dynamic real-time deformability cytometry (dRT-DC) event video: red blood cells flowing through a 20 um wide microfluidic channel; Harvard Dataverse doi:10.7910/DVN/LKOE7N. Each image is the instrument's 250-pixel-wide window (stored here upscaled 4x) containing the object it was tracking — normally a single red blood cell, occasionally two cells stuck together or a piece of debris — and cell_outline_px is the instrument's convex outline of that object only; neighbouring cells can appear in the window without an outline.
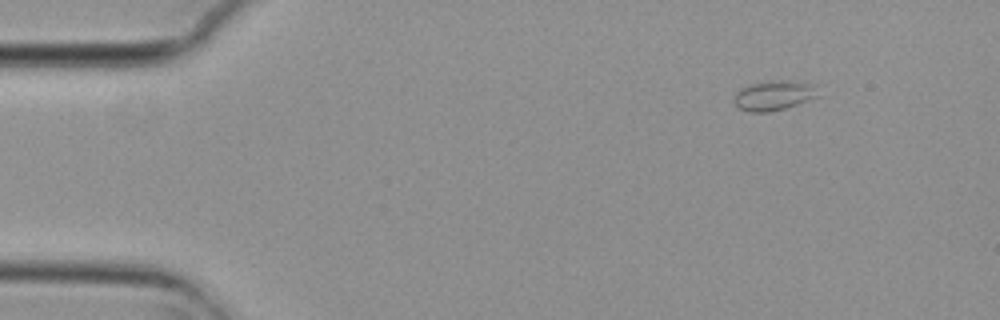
{"species": "common noctule bat (a hibernating species)", "species_latin": "Nyctalus noctula", "temperature_condition": "cold", "stored_images_in_passage": 2, "camera_frame_rate_fps": 3000, "um_per_image_px": 0.085, "animal": {"sex": "female", "body_mass_g": 29.2, "forearm_length_mm": 56.3}, "frame": {"image": 1, "passage_image": 2, "time_ms": 0.333, "image_size_px": [1000, 320], "cell_outline_px": [[820, 96], [784, 108], [768, 112], [752, 112], [740, 108], [732, 100], [736, 92], [740, 88], [752, 84], [772, 80], [788, 80], [816, 84]], "centroid_in_image_um": [65.81, 8.09], "position_along_channel_um": 19.2, "area_um2": 14.62}}